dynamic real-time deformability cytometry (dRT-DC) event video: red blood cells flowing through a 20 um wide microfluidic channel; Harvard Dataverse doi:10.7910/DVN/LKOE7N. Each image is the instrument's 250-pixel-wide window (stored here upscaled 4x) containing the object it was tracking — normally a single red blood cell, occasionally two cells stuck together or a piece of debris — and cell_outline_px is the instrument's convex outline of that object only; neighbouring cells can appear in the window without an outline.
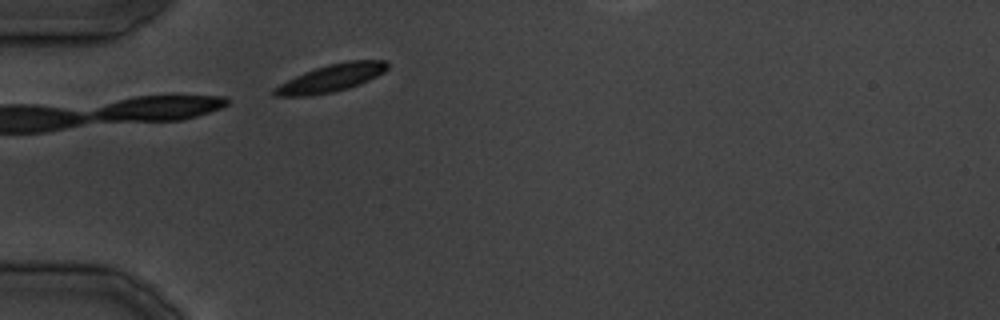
{"species": "common noctule bat (a hibernating species)", "species_latin": "Nyctalus noctula", "temperature_condition": "cold", "stored_images_in_passage": 2, "camera_frame_rate_fps": 3000, "um_per_image_px": 0.085, "animal": {"sex": "male", "body_mass_g": 19.5, "forearm_length_mm": 54.6}, "frame": {"image": 1, "passage_image": 2, "time_ms": 1.333, "image_size_px": [1000, 320], "cell_outline_px": [[388, 68], [384, 72], [360, 84], [348, 88], [332, 92], [312, 96], [272, 96], [272, 88], [304, 72], [328, 64], [348, 60], [384, 60], [388, 64]], "centroid_in_image_um": [28.13, 6.64], "position_along_channel_um": 56.9, "area_um2": 18.09}}